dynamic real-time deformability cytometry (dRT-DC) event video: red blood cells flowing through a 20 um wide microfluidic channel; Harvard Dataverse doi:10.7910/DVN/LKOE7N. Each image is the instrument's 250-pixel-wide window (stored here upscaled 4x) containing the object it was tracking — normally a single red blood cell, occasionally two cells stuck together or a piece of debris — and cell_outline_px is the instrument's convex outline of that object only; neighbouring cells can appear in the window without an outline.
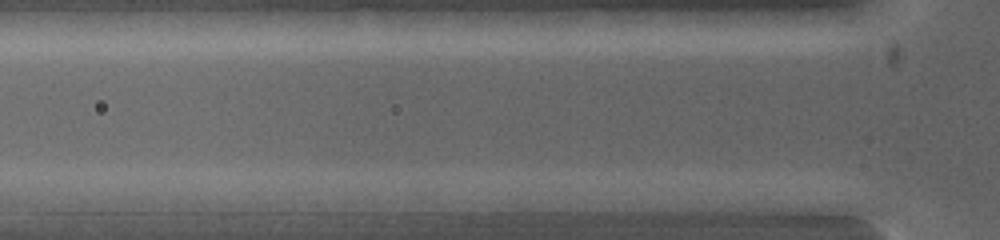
{"species": "common noctule bat (a hibernating species)", "species_latin": "Nyctalus noctula", "temperature_condition": "warm", "stored_images_in_passage": 5, "camera_frame_rate_fps": 5000, "um_per_image_px": 0.085, "animal": {"sex": "female", "body_mass_g": 19.0, "forearm_length_mm": 53.3}, "frame": {"image": 1, "passage_image": 4, "time_ms": 0.4, "image_size_px": [1000, 240], "cell_outline_px": [[480, 200], [472, 212], [468, 216], [408, 212], [408, 200], [424, 188], [448, 192]], "centroid_in_image_um": [37.52, 17.28], "position_along_channel_um": 88.3, "area_um2": 10.17}}